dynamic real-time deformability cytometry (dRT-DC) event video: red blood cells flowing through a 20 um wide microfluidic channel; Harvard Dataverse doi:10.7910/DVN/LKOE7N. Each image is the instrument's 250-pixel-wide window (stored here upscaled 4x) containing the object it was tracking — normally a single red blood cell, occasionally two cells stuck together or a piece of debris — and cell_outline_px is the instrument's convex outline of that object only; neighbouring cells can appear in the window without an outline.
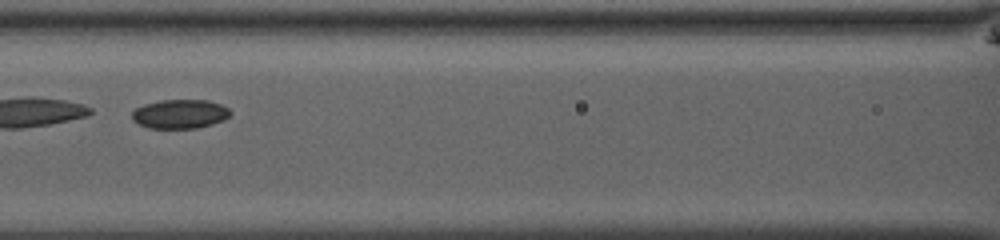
{"species": "common noctule bat (a hibernating species)", "species_latin": "Nyctalus noctula", "temperature_condition": "room temperature", "stored_images_in_passage": 29, "camera_frame_rate_fps": 3000, "um_per_image_px": 0.085, "animal": {"sex": "male", "body_mass_g": 13.0, "forearm_length_mm": 53.1}, "frame": {"image": 1, "passage_image": 9, "time_ms": 2.667, "image_size_px": [1000, 240], "cell_outline_px": [[232, 112], [224, 120], [212, 124], [196, 128], [148, 128], [132, 120], [132, 112], [136, 108], [144, 104], [160, 100], [208, 100], [220, 104], [228, 108]], "centroid_in_image_um": [15.29, 9.68], "position_along_channel_um": 151.3, "area_um2": 16.65}, "authors_computed_cell_mechanics": {"area_um2": 17.051, "velocity_mm_per_s": 3.9635, "shape_relaxation_time_tau1_ms": null, "shape_relaxation_time_tau2_ms": 9.1223, "deformation_change_tau1": null, "deformation_change_tau2": 0.0671}}